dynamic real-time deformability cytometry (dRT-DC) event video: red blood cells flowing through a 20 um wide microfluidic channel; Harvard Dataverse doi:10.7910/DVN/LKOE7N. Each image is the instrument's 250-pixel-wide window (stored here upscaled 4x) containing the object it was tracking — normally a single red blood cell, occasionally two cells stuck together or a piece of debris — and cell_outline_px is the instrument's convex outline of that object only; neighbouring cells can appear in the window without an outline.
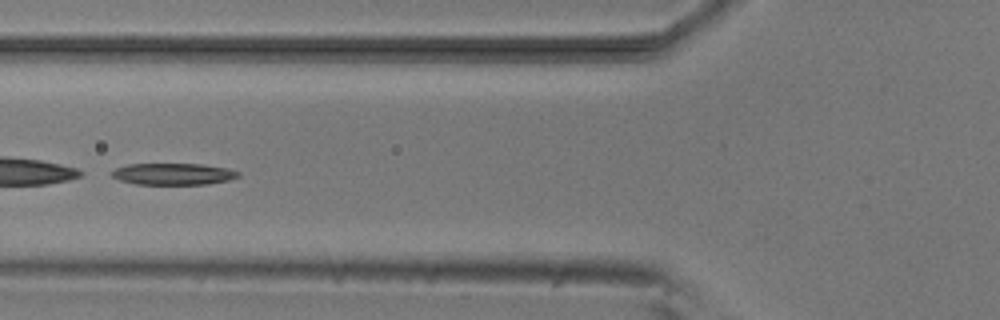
{"species": "common noctule bat (a hibernating species)", "species_latin": "Nyctalus noctula", "temperature_condition": "room temperature", "stored_images_in_passage": 51, "camera_frame_rate_fps": 3000, "um_per_image_px": 0.085, "animal": {"sex": "male", "body_mass_g": 20.5, "forearm_length_mm": 52.5}, "frame": {"image": 1, "passage_image": 19, "time_ms": 6.0, "image_size_px": [1000, 320], "cell_outline_px": [[240, 176], [228, 180], [208, 184], [136, 184], [120, 180], [112, 176], [108, 172], [116, 168], [128, 164], [204, 164], [228, 168], [240, 172]], "centroid_in_image_um": [14.73, 14.78], "position_along_channel_um": 111.1, "area_um2": 16.01}}
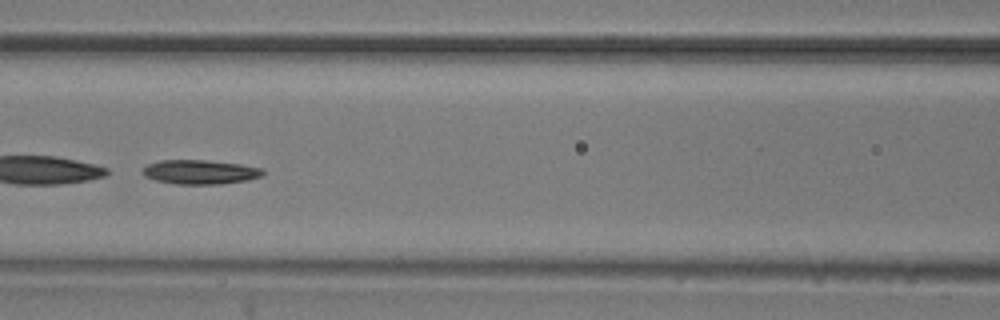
{"frame": {"image": 2, "passage_image": 22, "time_ms": 7.0, "image_size_px": [1000, 320], "cell_outline_px": [[264, 176], [248, 180], [220, 184], [176, 184], [156, 180], [144, 176], [144, 168], [148, 164], [160, 160], [208, 160], [240, 164], [264, 168]], "centroid_in_image_um": [17.07, 14.62], "position_along_channel_um": 149.5, "area_um2": 17.05}}
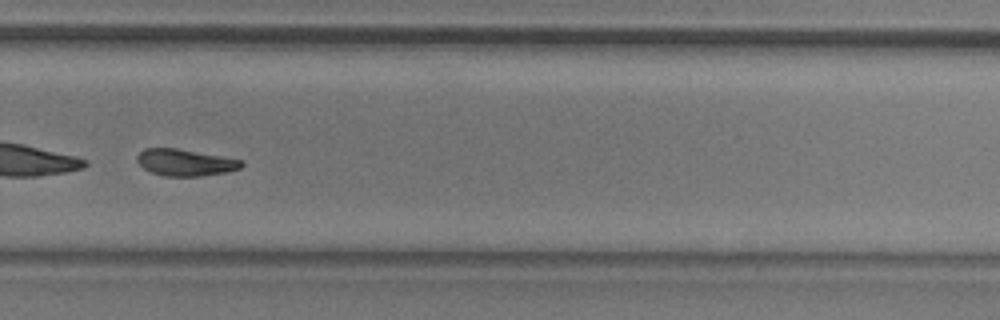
{"frame": {"image": 3, "passage_image": 35, "time_ms": 11.333, "image_size_px": [1000, 320], "cell_outline_px": [[244, 164], [240, 168], [228, 172], [200, 176], [164, 176], [152, 172], [144, 168], [136, 160], [136, 156], [144, 148], [176, 148], [244, 160]], "centroid_in_image_um": [15.76, 13.81], "position_along_channel_um": 314.0, "area_um2": 16.24}}